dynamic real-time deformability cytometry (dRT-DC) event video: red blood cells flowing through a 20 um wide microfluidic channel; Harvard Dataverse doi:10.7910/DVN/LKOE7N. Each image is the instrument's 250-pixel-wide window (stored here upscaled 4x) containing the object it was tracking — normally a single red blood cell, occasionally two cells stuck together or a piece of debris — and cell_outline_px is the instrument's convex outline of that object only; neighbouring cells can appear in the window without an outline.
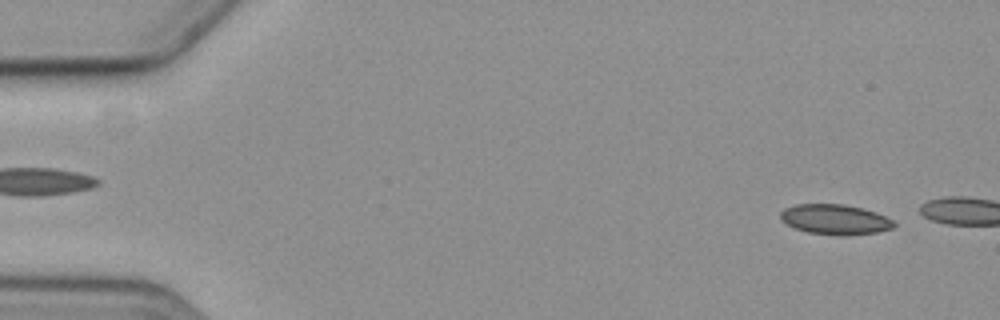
{"species": "common noctule bat (a hibernating species)", "species_latin": "Nyctalus noctula", "temperature_condition": "cold", "stored_images_in_passage": 2, "camera_frame_rate_fps": 3000, "um_per_image_px": 0.085, "animal": {"sex": "female", "body_mass_g": 19.3, "forearm_length_mm": 54.1}, "frame": {"image": 1, "passage_image": 1, "time_ms": 0.0, "image_size_px": [1000, 320], "cell_outline_px": [[896, 224], [892, 228], [876, 232], [848, 236], [840, 236], [808, 232], [796, 228], [780, 220], [780, 212], [784, 208], [796, 204], [840, 204], [860, 208], [876, 212], [892, 220]], "centroid_in_image_um": [70.96, 18.66], "position_along_channel_um": 14.0, "area_um2": 19.83}}